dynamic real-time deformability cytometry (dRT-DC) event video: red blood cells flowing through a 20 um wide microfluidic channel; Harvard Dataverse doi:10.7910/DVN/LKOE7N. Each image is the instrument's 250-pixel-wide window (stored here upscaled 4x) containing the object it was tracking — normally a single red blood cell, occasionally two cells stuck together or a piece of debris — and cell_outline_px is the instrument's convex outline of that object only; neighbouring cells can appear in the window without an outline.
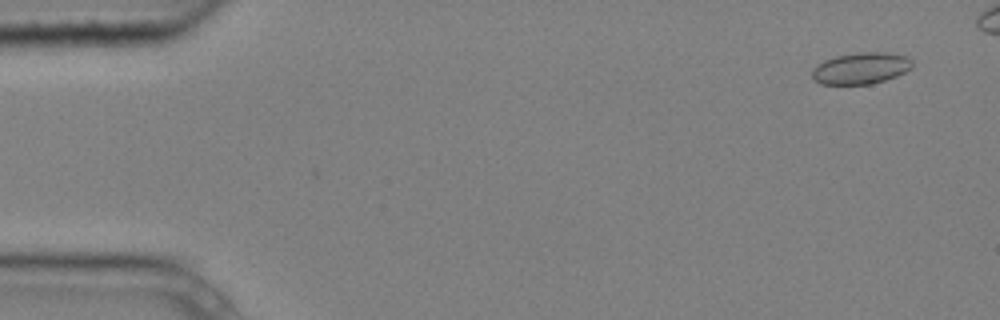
{"species": "common noctule bat (a hibernating species)", "species_latin": "Nyctalus noctula", "temperature_condition": "cold", "stored_images_in_passage": 5, "camera_frame_rate_fps": 3000, "um_per_image_px": 0.085, "animal": {"sex": "male", "body_mass_g": 20.4}, "frame": {"image": 1, "passage_image": 1, "time_ms": 0.0, "image_size_px": [1000, 320], "cell_outline_px": [[912, 68], [896, 76], [872, 84], [820, 84], [812, 80], [812, 68], [816, 64], [824, 60], [836, 56], [860, 52], [888, 52], [908, 56], [912, 60]], "centroid_in_image_um": [73.16, 5.8], "position_along_channel_um": 11.8, "area_um2": 18.61}}